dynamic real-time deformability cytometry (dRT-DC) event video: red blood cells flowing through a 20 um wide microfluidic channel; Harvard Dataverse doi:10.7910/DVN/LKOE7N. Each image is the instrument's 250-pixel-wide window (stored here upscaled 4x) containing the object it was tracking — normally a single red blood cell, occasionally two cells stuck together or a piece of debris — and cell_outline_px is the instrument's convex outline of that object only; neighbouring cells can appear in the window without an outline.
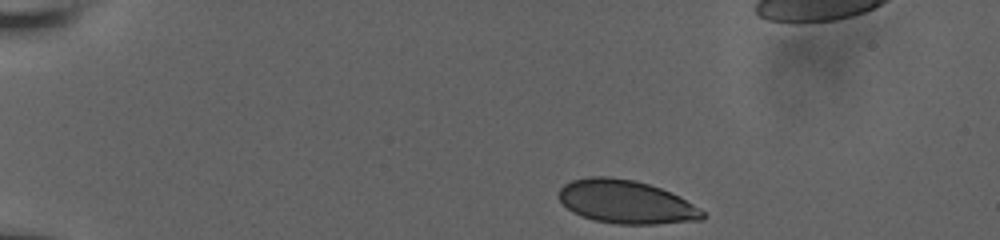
{"species": "human", "species_latin": "Homo sapiens", "temperature_condition": "room temperature", "stored_images_in_passage": 39, "camera_frame_rate_fps": 3000, "um_per_image_px": 0.085, "donor": {"sex": "male"}, "frame": {"image": 1, "passage_image": 1, "time_ms": 0.0, "image_size_px": [1000, 240], "cell_outline_px": [[704, 220], [656, 224], [616, 224], [592, 220], [580, 216], [572, 212], [560, 200], [560, 188], [564, 184], [572, 180], [588, 176], [608, 176], [636, 180], [672, 192], [680, 196], [700, 208], [704, 212]], "centroid_in_image_um": [53.23, 17.16], "position_along_channel_um": 31.8, "area_um2": 36.59}}
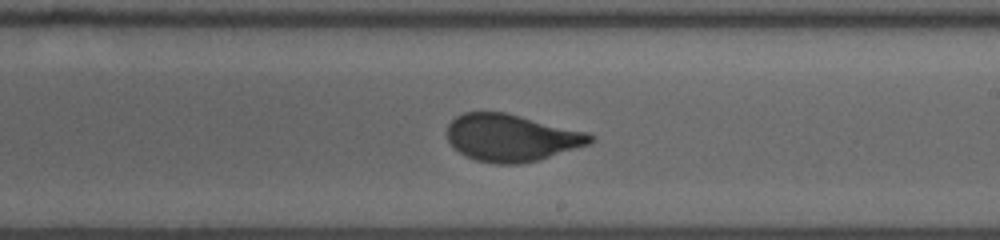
{"frame": {"image": 2, "passage_image": 24, "time_ms": 7.667, "image_size_px": [1000, 240], "cell_outline_px": [[596, 140], [588, 144], [540, 160], [520, 164], [496, 164], [476, 160], [452, 148], [448, 140], [448, 124], [456, 116], [464, 112], [504, 112], [588, 132], [596, 136]], "centroid_in_image_um": [43.48, 11.71], "position_along_channel_um": 245.5, "area_um2": 39.36}}
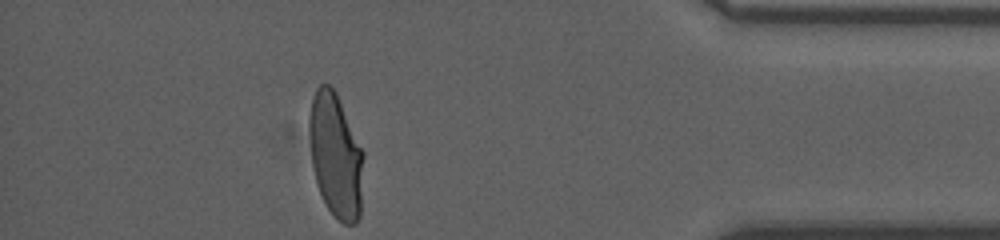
{"frame": {"image": 3, "passage_image": 39, "time_ms": 12.667, "image_size_px": [1000, 240], "cell_outline_px": [[364, 156], [360, 216], [356, 224], [344, 224], [324, 204], [316, 184], [312, 164], [308, 128], [308, 116], [312, 100], [316, 88], [320, 84], [328, 84], [336, 92], [364, 152]], "centroid_in_image_um": [28.53, 13.22], "position_along_channel_um": 406.7, "area_um2": 39.59}, "authors_computed_cell_mechanics": {"area_um2": 39.5352, "velocity_mm_per_s": 3.932, "shape_relaxation_time_tau1_ms": 4.5312, "shape_relaxation_time_tau2_ms": null, "deformation_change_tau1": 0.1553, "deformation_change_tau2": null}}